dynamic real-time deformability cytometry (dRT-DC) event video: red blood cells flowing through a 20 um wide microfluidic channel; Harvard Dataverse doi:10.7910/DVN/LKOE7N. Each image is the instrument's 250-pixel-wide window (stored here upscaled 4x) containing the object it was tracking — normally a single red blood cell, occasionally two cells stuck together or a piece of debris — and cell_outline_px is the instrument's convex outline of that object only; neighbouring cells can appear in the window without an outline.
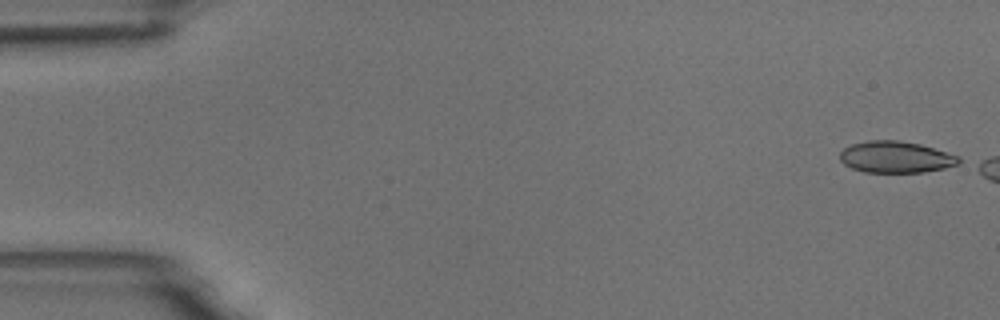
{"species": "common noctule bat (a hibernating species)", "species_latin": "Nyctalus noctula", "temperature_condition": "room temperature", "stored_images_in_passage": 3, "camera_frame_rate_fps": 3000, "um_per_image_px": 0.085, "animal": {"sex": "male", "body_mass_g": 18.8}, "frame": {"image": 1, "passage_image": 1, "time_ms": 0.0, "image_size_px": [1000, 320], "cell_outline_px": [[960, 164], [944, 168], [924, 172], [864, 172], [852, 168], [844, 164], [840, 160], [840, 152], [844, 148], [852, 144], [868, 140], [900, 140], [920, 144], [960, 156]], "centroid_in_image_um": [76.15, 13.35], "position_along_channel_um": 8.9, "area_um2": 21.91}}